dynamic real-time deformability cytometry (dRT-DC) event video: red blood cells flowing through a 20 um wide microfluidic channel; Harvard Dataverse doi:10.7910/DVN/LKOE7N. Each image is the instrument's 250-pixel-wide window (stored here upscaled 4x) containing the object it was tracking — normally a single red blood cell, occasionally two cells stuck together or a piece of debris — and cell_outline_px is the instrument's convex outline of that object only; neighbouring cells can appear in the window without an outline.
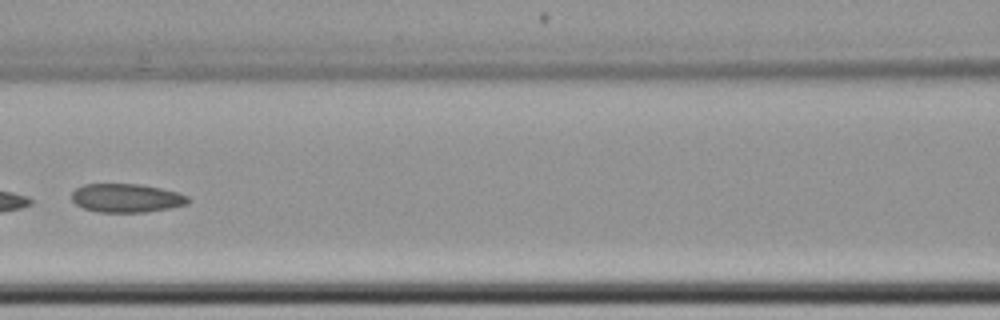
{"species": "common noctule bat (a hibernating species)", "species_latin": "Nyctalus noctula", "temperature_condition": "cold", "stored_images_in_passage": 8, "camera_frame_rate_fps": 3000, "um_per_image_px": 0.085, "animal": {"sex": "female", "body_mass_g": 22.7, "forearm_length_mm": 54.2}, "frame": {"image": 1, "passage_image": 8, "time_ms": 8.667, "image_size_px": [1000, 320], "cell_outline_px": [[188, 204], [168, 208], [144, 212], [100, 212], [84, 208], [76, 204], [72, 200], [72, 192], [76, 188], [84, 184], [140, 184], [160, 188], [176, 192], [188, 196]], "centroid_in_image_um": [10.73, 16.83], "position_along_channel_um": 155.9, "area_um2": 19.25}}